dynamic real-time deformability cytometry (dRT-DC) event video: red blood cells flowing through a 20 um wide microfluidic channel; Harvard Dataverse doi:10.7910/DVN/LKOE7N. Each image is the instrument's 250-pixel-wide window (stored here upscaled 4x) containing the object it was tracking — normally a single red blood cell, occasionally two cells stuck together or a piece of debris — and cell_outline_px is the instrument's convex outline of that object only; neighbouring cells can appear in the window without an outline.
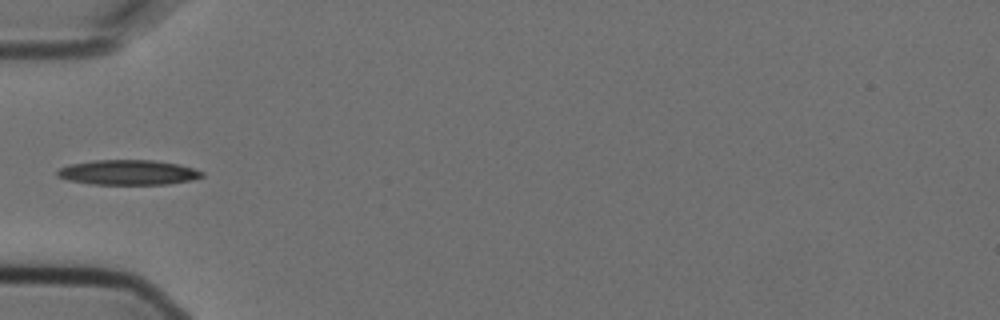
{"species": "Egyptian fruit bat (a non-hibernating species)", "species_latin": "Rousettus aegyptiacus", "temperature_condition": "cold", "stored_images_in_passage": 6, "camera_frame_rate_fps": 3000, "um_per_image_px": 0.085, "animal": {"sex": "female"}, "frame": {"image": 1, "passage_image": 6, "time_ms": 1.667, "image_size_px": [1000, 320], "cell_outline_px": [[204, 176], [192, 180], [168, 184], [92, 184], [68, 180], [56, 176], [56, 172], [60, 168], [68, 164], [92, 160], [152, 160], [176, 164], [192, 168], [204, 172]], "centroid_in_image_um": [10.86, 14.65], "position_along_channel_um": 74.1, "area_um2": 21.04}}